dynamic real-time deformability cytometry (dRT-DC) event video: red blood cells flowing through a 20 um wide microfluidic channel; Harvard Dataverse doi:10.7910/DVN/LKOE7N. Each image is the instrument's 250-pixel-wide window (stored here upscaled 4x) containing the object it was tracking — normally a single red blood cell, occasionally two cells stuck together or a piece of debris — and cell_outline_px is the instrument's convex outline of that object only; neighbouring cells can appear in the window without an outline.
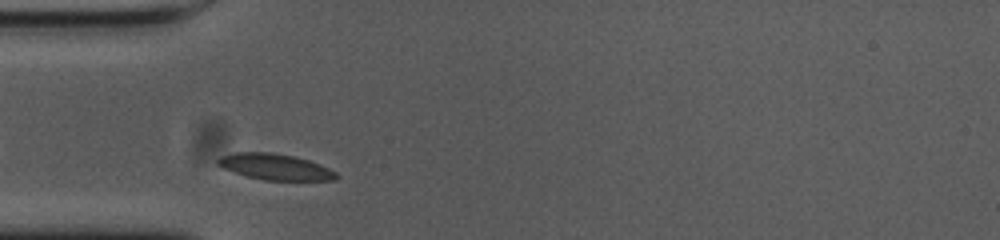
{"species": "common noctule bat (a hibernating species)", "species_latin": "Nyctalus noctula", "temperature_condition": "cold", "stored_images_in_passage": 39, "camera_frame_rate_fps": 3000, "um_per_image_px": 0.085, "animal": {"sex": "female", "body_mass_g": 23.0, "forearm_length_mm": 53.4}, "frame": {"image": 1, "passage_image": 3, "time_ms": 0.667, "image_size_px": [1000, 240], "cell_outline_px": [[340, 176], [336, 180], [264, 180], [248, 176], [224, 168], [216, 164], [216, 160], [220, 156], [236, 152], [272, 152], [292, 156], [308, 160], [328, 168], [336, 172]], "centroid_in_image_um": [23.39, 14.18], "position_along_channel_um": 61.6, "area_um2": 17.8}}
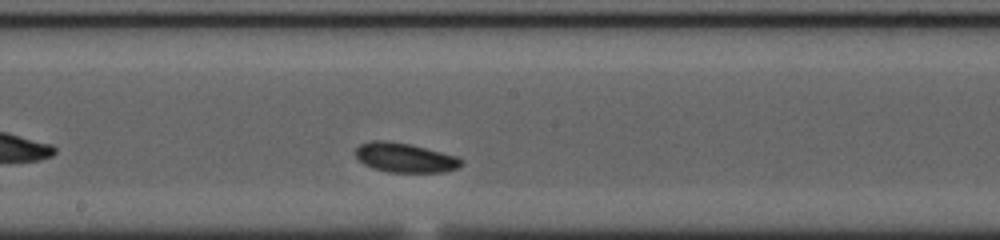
{"frame": {"image": 2, "passage_image": 16, "time_ms": 5.0, "image_size_px": [1000, 240], "cell_outline_px": [[464, 164], [460, 168], [444, 172], [388, 172], [372, 168], [364, 164], [356, 156], [356, 148], [360, 144], [372, 140], [384, 140], [408, 144], [456, 156], [464, 160]], "centroid_in_image_um": [34.44, 13.41], "position_along_channel_um": 213.8, "area_um2": 18.09}}
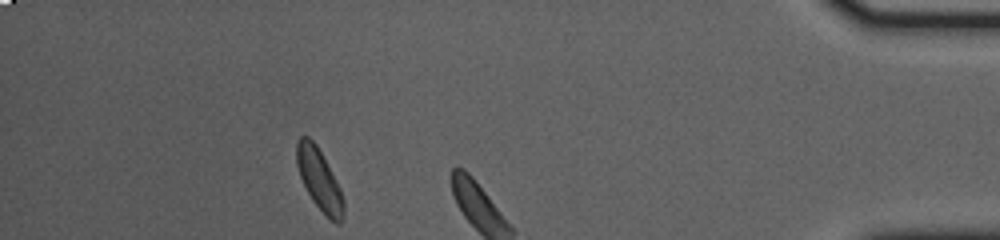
{"frame": {"image": 3, "passage_image": 34, "time_ms": 11.0, "image_size_px": [1000, 240], "cell_outline_px": [[344, 216], [340, 224], [336, 224], [312, 200], [300, 176], [296, 164], [296, 140], [300, 136], [308, 136], [316, 144], [336, 180], [340, 188], [344, 200]], "centroid_in_image_um": [27.13, 15.24], "position_along_channel_um": 408.1, "area_um2": 16.53}, "authors_computed_cell_mechanics": {"area_um2": 17.5712, "velocity_mm_per_s": 3.5472, "shape_relaxation_time_tau1_ms": 1.5818, "shape_relaxation_time_tau2_ms": null, "deformation_change_tau1": 0.0394, "deformation_change_tau2": null}}